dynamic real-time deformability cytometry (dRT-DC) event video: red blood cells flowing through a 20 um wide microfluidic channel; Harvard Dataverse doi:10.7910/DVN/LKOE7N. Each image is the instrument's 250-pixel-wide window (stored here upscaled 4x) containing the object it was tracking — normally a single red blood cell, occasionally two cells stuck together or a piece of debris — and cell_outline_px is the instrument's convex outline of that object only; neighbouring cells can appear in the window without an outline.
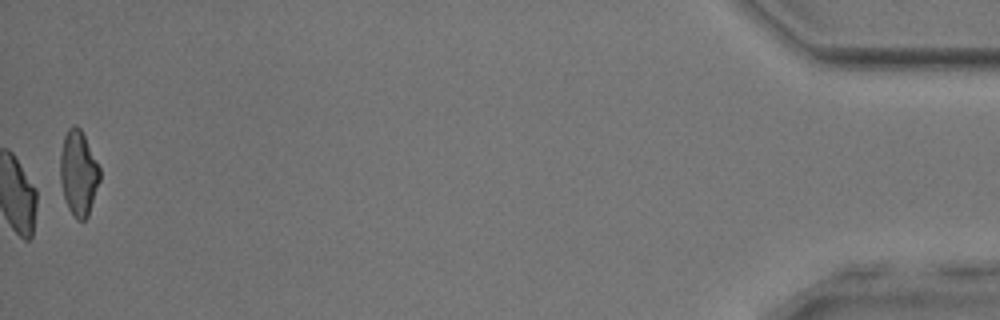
{"species": "common noctule bat (a hibernating species)", "species_latin": "Nyctalus noctula", "temperature_condition": "room temperature", "stored_images_in_passage": 53, "camera_frame_rate_fps": 3000, "um_per_image_px": 0.085, "animal": {"sex": "male", "body_mass_g": 17.9, "forearm_length_mm": 54.2}, "frame": {"image": 1, "passage_image": 53, "time_ms": 17.333, "image_size_px": [1000, 320], "cell_outline_px": [[100, 180], [88, 216], [84, 220], [76, 220], [68, 208], [64, 196], [60, 180], [60, 152], [64, 136], [68, 128], [72, 124], [76, 124], [80, 128], [100, 168]], "centroid_in_image_um": [6.66, 14.7], "position_along_channel_um": 428.5, "area_um2": 19.59}, "authors_computed_cell_mechanics": {"area_um2": 19.7676, "velocity_mm_per_s": 3.9932, "shape_relaxation_time_tau1_ms": null, "shape_relaxation_time_tau2_ms": 1.6645, "deformation_change_tau1": null, "deformation_change_tau2": 0.0646}}